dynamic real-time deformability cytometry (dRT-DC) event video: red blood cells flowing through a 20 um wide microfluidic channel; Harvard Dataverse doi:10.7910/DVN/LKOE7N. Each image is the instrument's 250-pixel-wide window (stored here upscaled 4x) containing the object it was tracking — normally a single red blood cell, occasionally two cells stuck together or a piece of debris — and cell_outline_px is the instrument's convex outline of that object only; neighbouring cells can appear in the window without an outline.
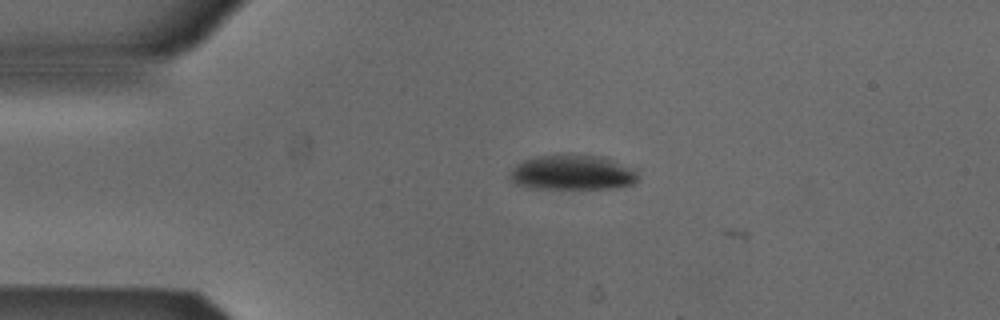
{"species": "Egyptian fruit bat (a non-hibernating species)", "species_latin": "Rousettus aegyptiacus", "temperature_condition": "cold", "stored_images_in_passage": 10, "camera_frame_rate_fps": 3000, "um_per_image_px": 0.085, "animal": {"sex": "male"}, "frame": {"image": 1, "passage_image": 9, "time_ms": 2.667, "image_size_px": [1000, 320], "cell_outline_px": [[636, 180], [632, 184], [616, 188], [528, 188], [516, 184], [508, 176], [512, 168], [516, 164], [524, 160], [536, 156], [568, 152], [604, 156], [632, 168], [636, 172]], "centroid_in_image_um": [48.61, 14.62], "position_along_channel_um": 36.4, "area_um2": 26.65}}